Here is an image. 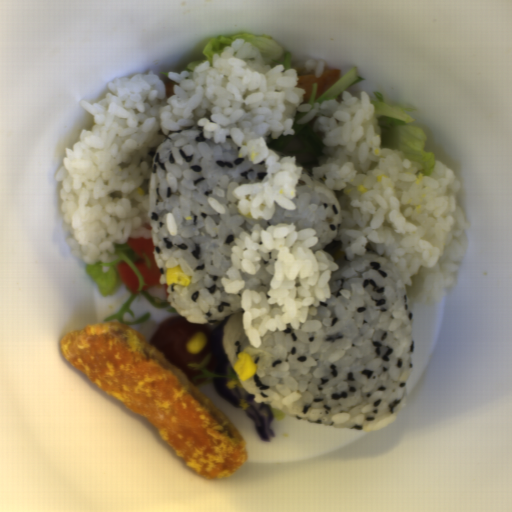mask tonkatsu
<instances>
[{
	"instance_id": "1",
	"label": "tonkatsu",
	"mask_w": 512,
	"mask_h": 512,
	"mask_svg": "<svg viewBox=\"0 0 512 512\" xmlns=\"http://www.w3.org/2000/svg\"><path fill=\"white\" fill-rule=\"evenodd\" d=\"M59 346L97 387L148 419L194 473L219 479L248 461L249 448L234 424L133 325L76 328Z\"/></svg>"
}]
</instances>
